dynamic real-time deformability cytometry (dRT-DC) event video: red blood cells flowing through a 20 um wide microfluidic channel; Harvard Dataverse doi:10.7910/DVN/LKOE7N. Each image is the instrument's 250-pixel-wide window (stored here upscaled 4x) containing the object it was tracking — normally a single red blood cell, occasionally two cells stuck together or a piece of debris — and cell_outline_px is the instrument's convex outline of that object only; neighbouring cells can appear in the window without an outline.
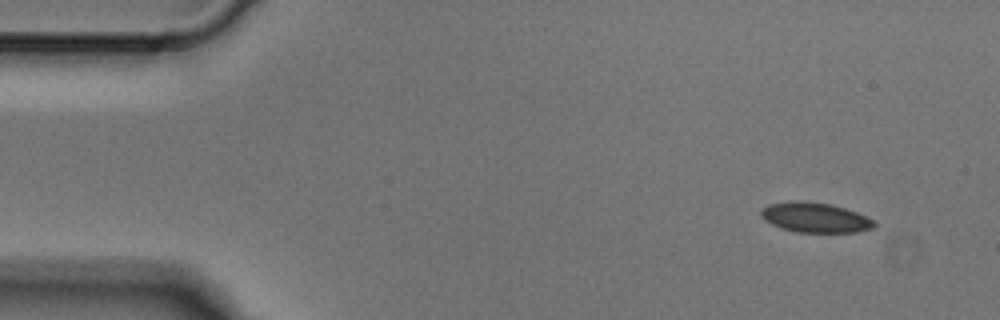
{"species": "Egyptian fruit bat (a non-hibernating species)", "species_latin": "Rousettus aegyptiacus", "temperature_condition": "cold", "stored_images_in_passage": 3, "camera_frame_rate_fps": 3000, "um_per_image_px": 0.085, "animal": {"sex": "male"}, "frame": {"image": 1, "passage_image": 1, "time_ms": 0.0, "image_size_px": [1000, 320], "cell_outline_px": [[876, 224], [872, 228], [856, 232], [796, 232], [772, 224], [764, 220], [760, 216], [760, 212], [768, 204], [792, 200], [800, 200], [832, 204], [856, 212], [872, 220]], "centroid_in_image_um": [69.25, 18.47], "position_along_channel_um": 15.8, "area_um2": 19.59}}